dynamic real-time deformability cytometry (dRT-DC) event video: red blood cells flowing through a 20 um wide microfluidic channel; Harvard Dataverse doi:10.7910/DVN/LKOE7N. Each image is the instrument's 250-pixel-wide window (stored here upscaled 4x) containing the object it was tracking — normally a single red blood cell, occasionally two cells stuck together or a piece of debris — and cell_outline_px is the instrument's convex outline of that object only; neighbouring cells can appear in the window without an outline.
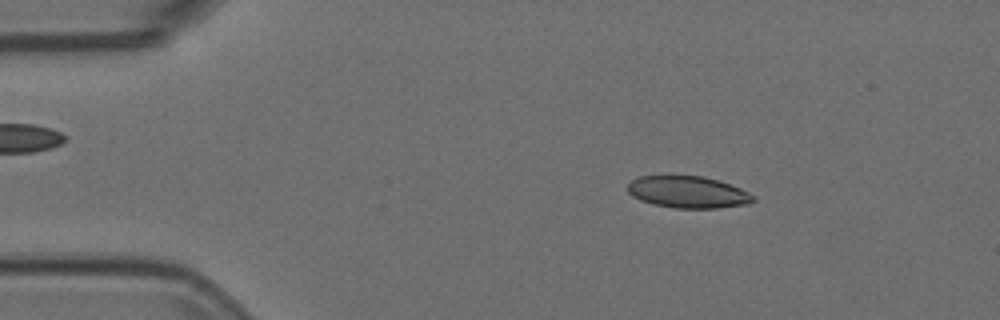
{"species": "Egyptian fruit bat (a non-hibernating species)", "species_latin": "Rousettus aegyptiacus", "temperature_condition": "room temperature", "stored_images_in_passage": 53, "camera_frame_rate_fps": 3000, "um_per_image_px": 0.085, "animal": {"sex": "female"}, "frame": {"image": 1, "passage_image": 8, "time_ms": 2.333, "image_size_px": [1000, 320], "cell_outline_px": [[756, 200], [748, 204], [716, 208], [676, 208], [652, 204], [640, 200], [632, 196], [628, 192], [628, 184], [636, 176], [704, 176], [720, 180], [740, 188], [756, 196]], "centroid_in_image_um": [58.49, 16.33], "position_along_channel_um": 26.5, "area_um2": 23.47}}
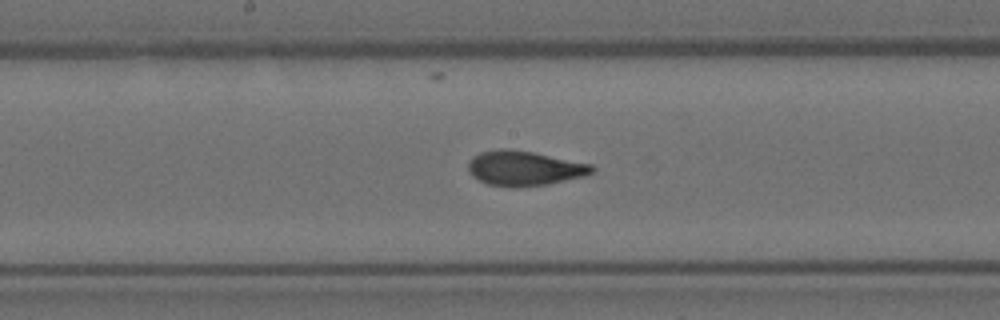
{"frame": {"image": 2, "passage_image": 27, "time_ms": 8.667, "image_size_px": [1000, 320], "cell_outline_px": [[596, 168], [592, 172], [584, 176], [548, 184], [516, 188], [508, 188], [488, 184], [472, 176], [468, 172], [468, 160], [472, 156], [480, 152], [500, 148], [504, 148], [532, 152], [592, 164]], "centroid_in_image_um": [44.53, 14.31], "position_along_channel_um": 203.7, "area_um2": 25.32}}
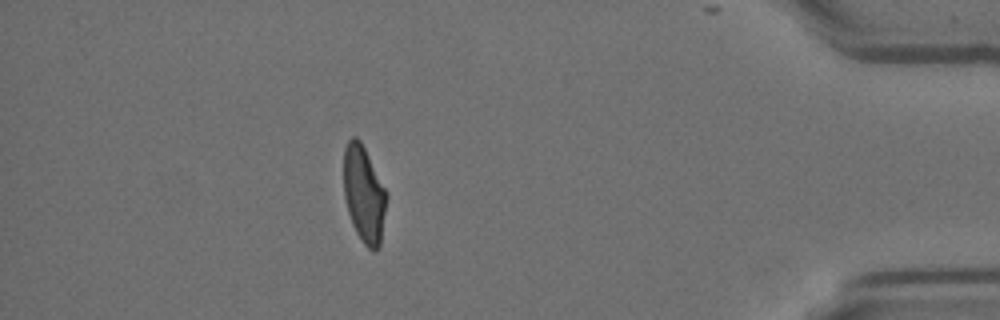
{"frame": {"image": 3, "passage_image": 47, "time_ms": 15.333, "image_size_px": [1000, 320], "cell_outline_px": [[388, 196], [380, 244], [372, 252], [364, 244], [356, 232], [352, 224], [348, 212], [344, 196], [344, 148], [348, 140], [352, 136], [356, 136], [360, 140], [388, 192]], "centroid_in_image_um": [30.94, 16.49], "position_along_channel_um": 404.3, "area_um2": 24.28}, "authors_computed_cell_mechanics": {"area_um2": 24.565, "velocity_mm_per_s": 3.7432, "shape_relaxation_time_tau1_ms": 8.0166, "shape_relaxation_time_tau2_ms": 1.3727, "deformation_change_tau1": 0.2115, "deformation_change_tau2": 0.0626}}